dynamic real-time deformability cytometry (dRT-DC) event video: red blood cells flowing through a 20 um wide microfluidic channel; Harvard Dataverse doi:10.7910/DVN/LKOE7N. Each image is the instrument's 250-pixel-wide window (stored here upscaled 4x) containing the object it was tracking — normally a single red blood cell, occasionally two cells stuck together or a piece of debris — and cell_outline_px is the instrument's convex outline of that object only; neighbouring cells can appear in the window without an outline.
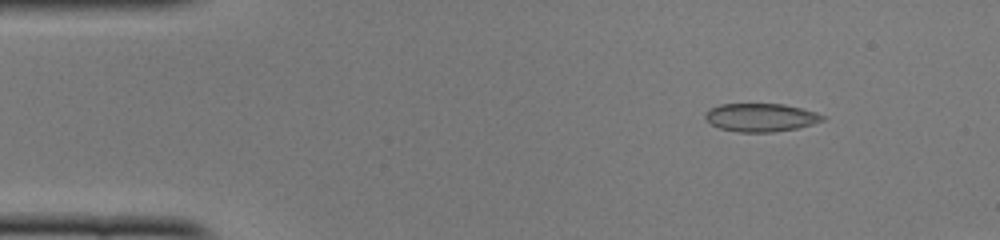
{"species": "common noctule bat (a hibernating species)", "species_latin": "Nyctalus noctula", "temperature_condition": "cold", "stored_images_in_passage": 47, "camera_frame_rate_fps": 3000, "um_per_image_px": 0.085, "animal": {"sex": "female", "body_mass_g": 22.0, "forearm_length_mm": 56.7}, "frame": {"image": 1, "passage_image": 6, "time_ms": 1.667, "image_size_px": [1000, 240], "cell_outline_px": [[828, 116], [824, 120], [812, 124], [796, 128], [772, 132], [736, 132], [720, 128], [712, 124], [704, 116], [704, 112], [708, 108], [720, 104], [784, 104], [816, 112]], "centroid_in_image_um": [64.66, 9.98], "position_along_channel_um": 20.3, "area_um2": 19.36}}
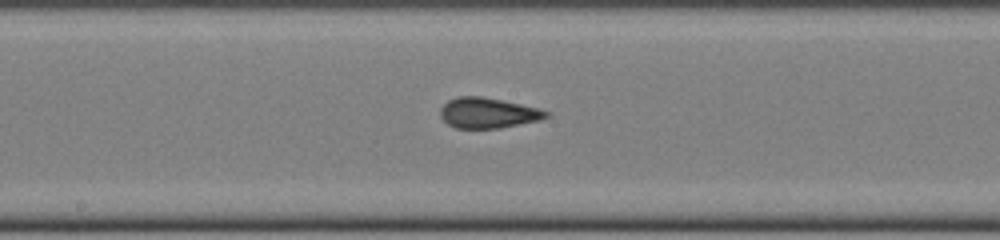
{"frame": {"image": 2, "passage_image": 26, "time_ms": 8.333, "image_size_px": [1000, 240], "cell_outline_px": [[548, 116], [540, 120], [500, 128], [456, 128], [448, 124], [440, 116], [440, 108], [448, 100], [456, 96], [480, 96], [520, 104], [536, 108], [548, 112]], "centroid_in_image_um": [41.43, 9.6], "position_along_channel_um": 206.8, "area_um2": 18.55}}
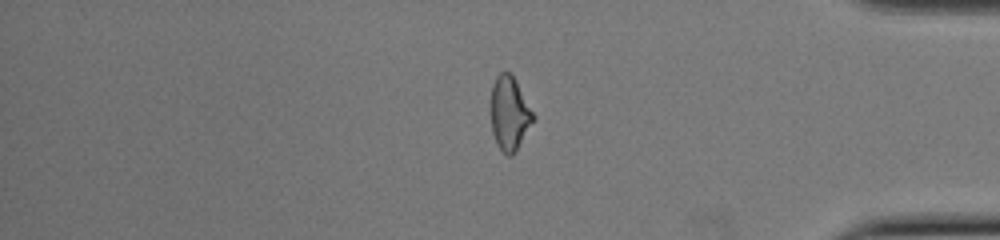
{"frame": {"image": 3, "passage_image": 42, "time_ms": 13.667, "image_size_px": [1000, 240], "cell_outline_px": [[536, 120], [516, 152], [512, 156], [508, 156], [496, 144], [492, 132], [492, 84], [496, 76], [500, 72], [508, 72], [516, 80], [536, 116]], "centroid_in_image_um": [43.36, 9.67], "position_along_channel_um": 391.8, "area_um2": 18.44}}